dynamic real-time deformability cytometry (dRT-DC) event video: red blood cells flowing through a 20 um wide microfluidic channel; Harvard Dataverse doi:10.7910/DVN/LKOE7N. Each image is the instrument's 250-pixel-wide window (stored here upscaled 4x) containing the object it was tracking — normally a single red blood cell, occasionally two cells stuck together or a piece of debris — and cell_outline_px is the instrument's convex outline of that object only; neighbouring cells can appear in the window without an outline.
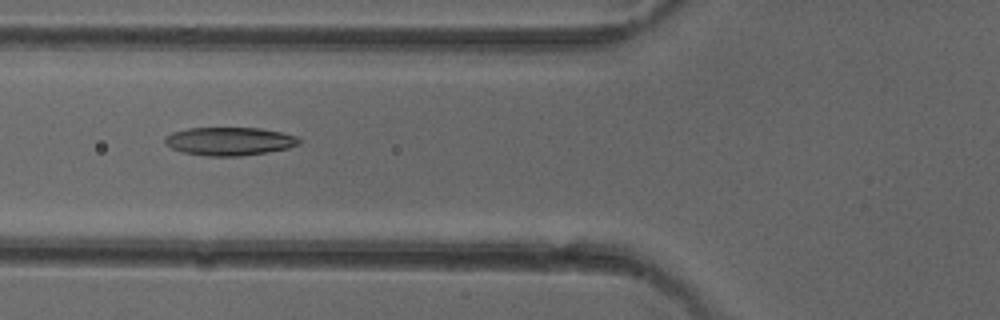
{"species": "common noctule bat (a hibernating species)", "species_latin": "Nyctalus noctula", "temperature_condition": "cold", "stored_images_in_passage": 6, "camera_frame_rate_fps": 3000, "um_per_image_px": 0.085, "animal": {"sex": "female"}, "frame": {"image": 1, "passage_image": 6, "time_ms": 6.0, "image_size_px": [1000, 320], "cell_outline_px": [[300, 144], [288, 148], [268, 152], [240, 156], [208, 156], [184, 152], [172, 148], [164, 144], [164, 136], [172, 132], [188, 128], [260, 128], [280, 132], [296, 136], [300, 140]], "centroid_in_image_um": [19.48, 12.0], "position_along_channel_um": 106.3, "area_um2": 22.08}}